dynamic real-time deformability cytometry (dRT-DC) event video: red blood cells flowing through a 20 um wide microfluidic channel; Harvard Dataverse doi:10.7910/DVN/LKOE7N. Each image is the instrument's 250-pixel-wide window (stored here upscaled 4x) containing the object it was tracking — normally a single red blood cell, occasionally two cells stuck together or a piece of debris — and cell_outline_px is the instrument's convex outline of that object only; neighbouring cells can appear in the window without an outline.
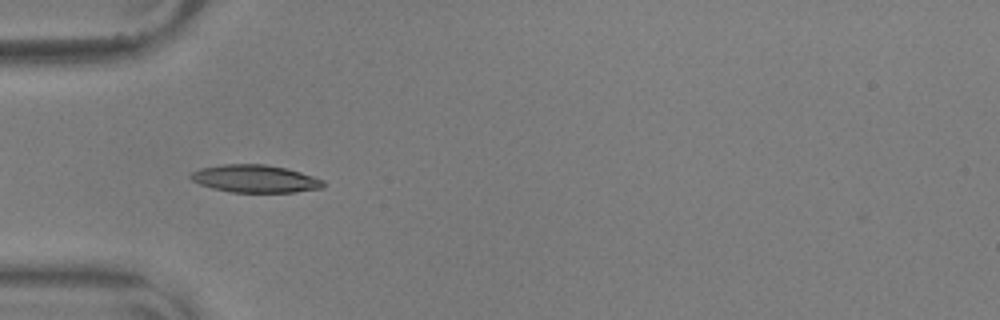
{"species": "common noctule bat (a hibernating species)", "species_latin": "Nyctalus noctula", "temperature_condition": "warm", "stored_images_in_passage": 42, "camera_frame_rate_fps": 3000, "um_per_image_px": 0.085, "animal": {"sex": "male", "body_mass_g": 17.9, "forearm_length_mm": 54.2}, "frame": {"image": 1, "passage_image": 4, "time_ms": 1.0, "image_size_px": [1000, 320], "cell_outline_px": [[324, 188], [296, 192], [232, 192], [212, 188], [200, 184], [192, 180], [188, 176], [192, 172], [200, 168], [224, 164], [264, 164], [288, 168], [324, 180]], "centroid_in_image_um": [21.7, 15.19], "position_along_channel_um": 63.3, "area_um2": 21.39}}
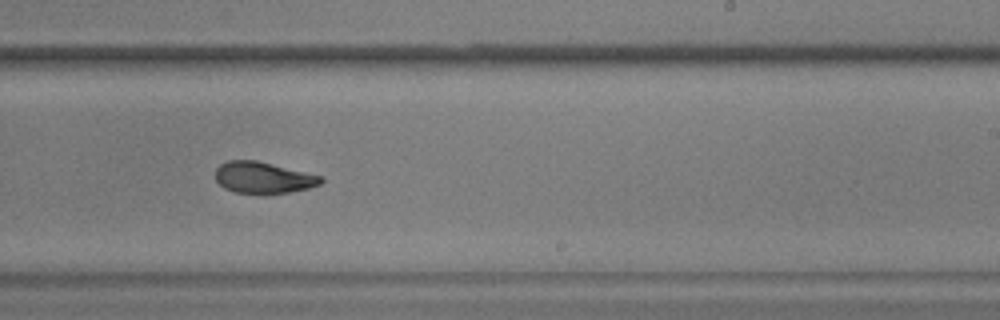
{"frame": {"image": 2, "passage_image": 21, "time_ms": 6.667, "image_size_px": [1000, 320], "cell_outline_px": [[324, 180], [320, 184], [308, 188], [288, 192], [236, 192], [224, 188], [216, 180], [216, 168], [220, 164], [228, 160], [256, 160], [324, 176]], "centroid_in_image_um": [22.39, 15.07], "position_along_channel_um": 266.6, "area_um2": 19.02}}
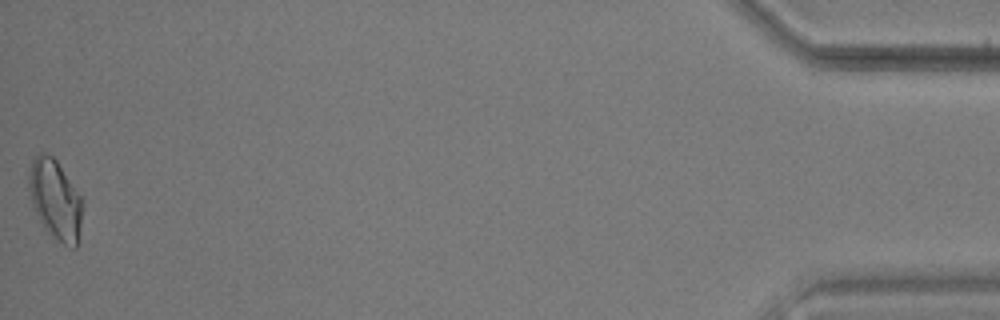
{"frame": {"image": 3, "passage_image": 42, "time_ms": 13.667, "image_size_px": [1000, 320], "cell_outline_px": [[84, 204], [76, 248], [72, 248], [64, 244], [52, 236], [44, 228], [32, 204], [28, 188], [28, 172], [32, 160], [40, 152], [44, 152], [52, 156], [56, 160], [84, 200]], "centroid_in_image_um": [4.7, 16.95], "position_along_channel_um": 430.5, "area_um2": 24.97}, "authors_computed_cell_mechanics": {"area_um2": 20.4612, "velocity_mm_per_s": 3.6146, "shape_relaxation_time_tau1_ms": 8.6367, "shape_relaxation_time_tau2_ms": 1.7582, "deformation_change_tau1": 0.1967, "deformation_change_tau2": 0.0748}}